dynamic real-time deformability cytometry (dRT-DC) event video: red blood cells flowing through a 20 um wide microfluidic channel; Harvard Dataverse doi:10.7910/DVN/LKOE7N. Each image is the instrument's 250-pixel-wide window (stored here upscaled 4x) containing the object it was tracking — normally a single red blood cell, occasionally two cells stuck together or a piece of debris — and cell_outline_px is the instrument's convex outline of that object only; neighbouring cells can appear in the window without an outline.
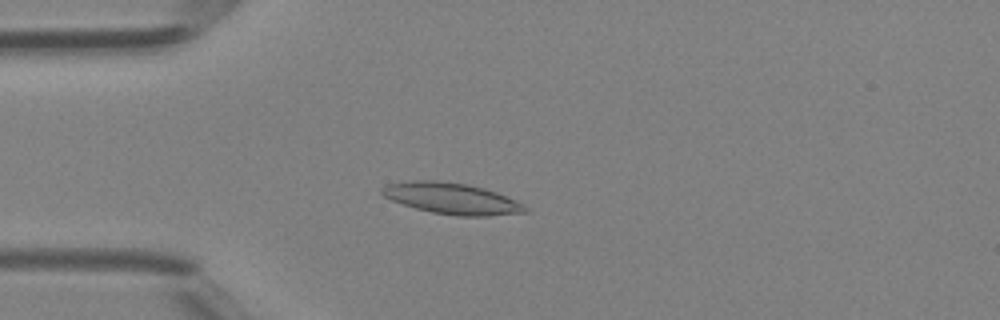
{"species": "Egyptian fruit bat (a non-hibernating species)", "species_latin": "Rousettus aegyptiacus", "temperature_condition": "room temperature", "stored_images_in_passage": 38, "camera_frame_rate_fps": 3000, "um_per_image_px": 0.085, "animal": {"sex": "female"}, "frame": {"image": 1, "passage_image": 7, "time_ms": 2.0, "image_size_px": [1000, 320], "cell_outline_px": [[528, 212], [488, 216], [456, 216], [432, 212], [416, 208], [392, 200], [384, 196], [380, 192], [380, 188], [384, 184], [412, 180], [436, 180], [468, 184], [484, 188], [496, 192], [516, 200], [524, 204], [528, 208]], "centroid_in_image_um": [38.4, 16.86], "position_along_channel_um": 46.6, "area_um2": 26.18}}
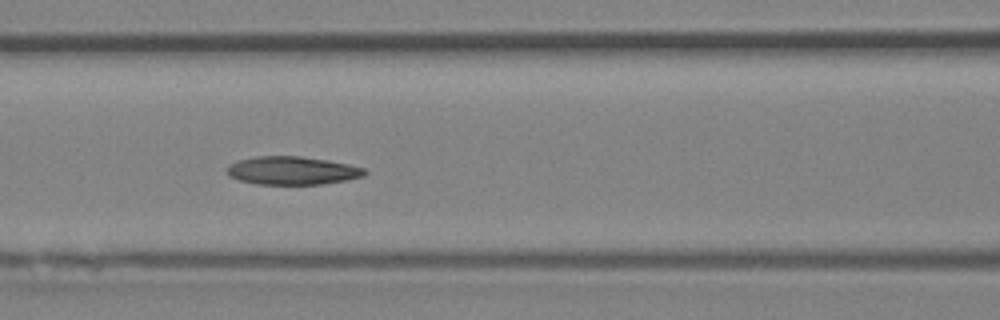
{"frame": {"image": 2, "passage_image": 14, "time_ms": 4.333, "image_size_px": [1000, 320], "cell_outline_px": [[368, 172], [364, 176], [344, 180], [320, 184], [256, 184], [240, 180], [228, 176], [228, 164], [236, 160], [256, 156], [300, 156], [328, 160], [348, 164], [364, 168]], "centroid_in_image_um": [24.82, 14.49], "position_along_channel_um": 141.8, "area_um2": 22.6}}
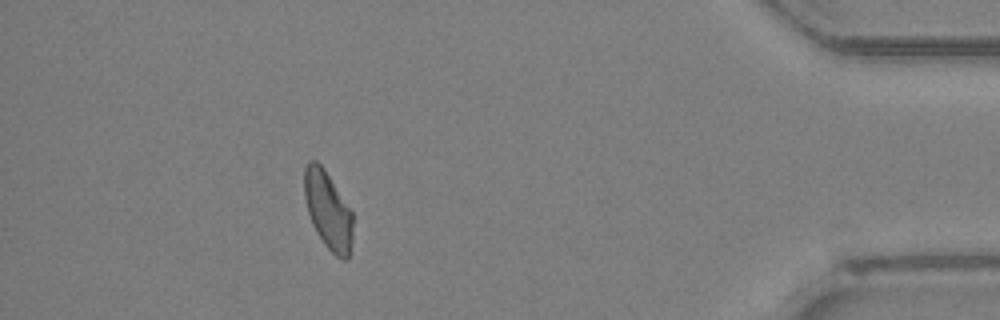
{"frame": {"image": 3, "passage_image": 34, "time_ms": 11.0, "image_size_px": [1000, 320], "cell_outline_px": [[352, 240], [348, 260], [344, 260], [336, 256], [324, 244], [316, 232], [312, 224], [308, 212], [304, 196], [304, 164], [308, 160], [316, 160], [324, 168], [352, 212]], "centroid_in_image_um": [27.86, 17.86], "position_along_channel_um": 407.3, "area_um2": 22.02}}